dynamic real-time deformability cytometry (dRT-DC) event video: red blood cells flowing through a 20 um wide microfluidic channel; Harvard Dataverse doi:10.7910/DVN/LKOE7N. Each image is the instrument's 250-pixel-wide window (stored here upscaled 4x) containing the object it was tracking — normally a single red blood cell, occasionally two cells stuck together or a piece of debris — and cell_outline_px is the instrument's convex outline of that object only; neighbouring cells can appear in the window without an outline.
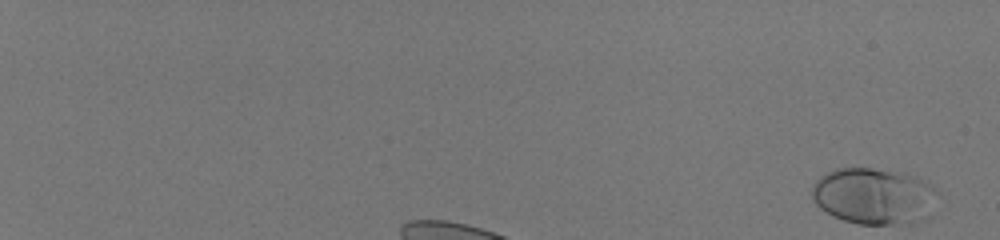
{"species": "human", "species_latin": "Homo sapiens", "temperature_condition": "room temperature", "stored_images_in_passage": 35, "camera_frame_rate_fps": 3000, "um_per_image_px": 0.085, "donor": {"sex": "male"}, "frame": {"image": 1, "passage_image": 1, "time_ms": 0.0, "image_size_px": [1000, 240], "cell_outline_px": [[932, 188], [900, 220], [892, 224], [860, 224], [844, 220], [832, 216], [820, 208], [812, 200], [812, 188], [816, 180], [824, 172], [836, 168], [872, 168], [904, 172], [916, 176], [932, 184]], "centroid_in_image_um": [73.82, 16.53], "position_along_channel_um": 11.2, "area_um2": 37.4}}
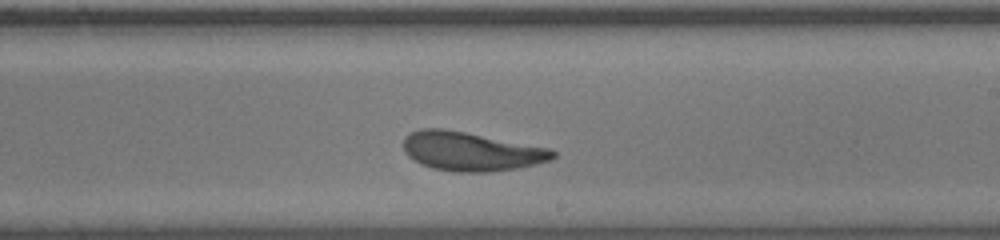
{"frame": {"image": 2, "passage_image": 23, "time_ms": 7.333, "image_size_px": [1000, 240], "cell_outline_px": [[556, 156], [552, 160], [536, 164], [516, 168], [488, 172], [452, 172], [432, 168], [420, 164], [408, 156], [404, 152], [404, 136], [420, 128], [444, 128], [548, 148], [556, 152]], "centroid_in_image_um": [40.0, 12.87], "position_along_channel_um": 249.0, "area_um2": 33.87}}
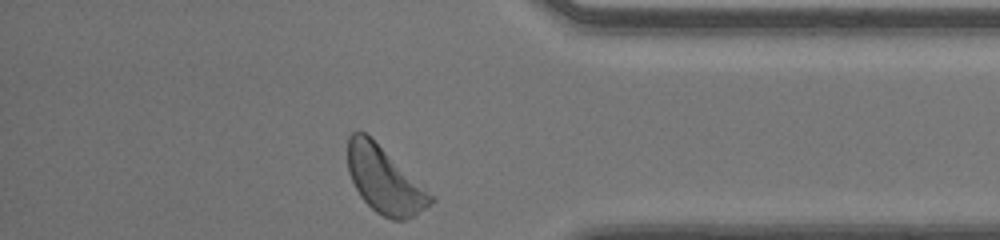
{"frame": {"image": 3, "passage_image": 35, "time_ms": 11.333, "image_size_px": [1000, 240], "cell_outline_px": [[436, 200], [412, 216], [404, 220], [392, 220], [376, 212], [360, 196], [348, 172], [348, 136], [352, 132], [364, 132], [424, 184], [436, 196]], "centroid_in_image_um": [32.72, 15.31], "position_along_channel_um": 402.5, "area_um2": 31.96}, "authors_computed_cell_mechanics": {"area_um2": 33.8708, "velocity_mm_per_s": 4.0182, "shape_relaxation_time_tau1_ms": 3.8375, "shape_relaxation_time_tau2_ms": 0.8547, "deformation_change_tau1": 0.1796, "deformation_change_tau2": 0.0717}}